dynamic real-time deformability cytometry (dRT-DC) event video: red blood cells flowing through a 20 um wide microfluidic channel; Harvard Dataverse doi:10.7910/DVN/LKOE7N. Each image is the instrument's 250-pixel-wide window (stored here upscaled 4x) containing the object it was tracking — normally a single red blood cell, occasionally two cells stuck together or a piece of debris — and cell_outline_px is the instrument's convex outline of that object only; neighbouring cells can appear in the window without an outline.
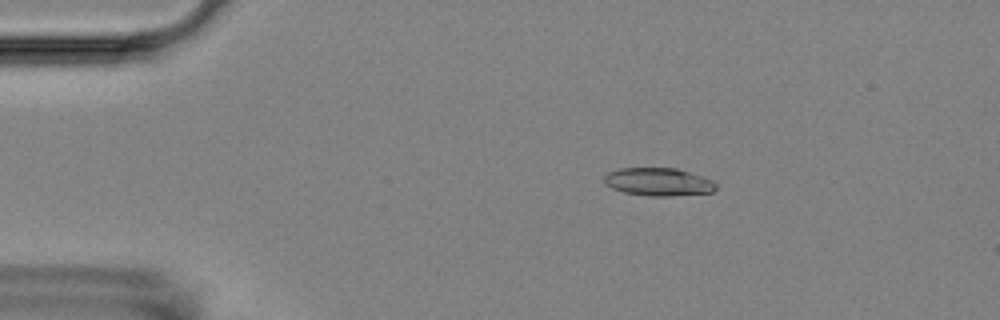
{"species": "Egyptian fruit bat (a non-hibernating species)", "species_latin": "Rousettus aegyptiacus", "temperature_condition": "room temperature", "stored_images_in_passage": 56, "camera_frame_rate_fps": 3000, "um_per_image_px": 0.085, "animal": {"sex": "female"}, "frame": {"image": 1, "passage_image": 10, "time_ms": 3.0, "image_size_px": [1000, 320], "cell_outline_px": [[716, 188], [712, 192], [668, 196], [652, 196], [624, 192], [612, 188], [604, 184], [604, 176], [608, 172], [616, 168], [676, 168], [704, 176], [712, 180], [716, 184]], "centroid_in_image_um": [55.95, 15.44], "position_along_channel_um": 29.1, "area_um2": 18.26}}
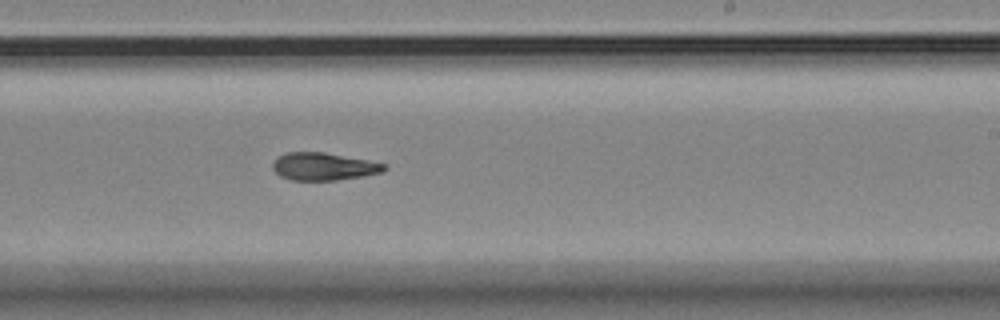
{"frame": {"image": 2, "passage_image": 34, "time_ms": 11.0, "image_size_px": [1000, 320], "cell_outline_px": [[388, 168], [384, 172], [364, 176], [336, 180], [292, 180], [280, 176], [272, 168], [272, 164], [276, 156], [284, 152], [324, 152], [388, 164]], "centroid_in_image_um": [27.51, 14.15], "position_along_channel_um": 261.5, "area_um2": 18.15}}
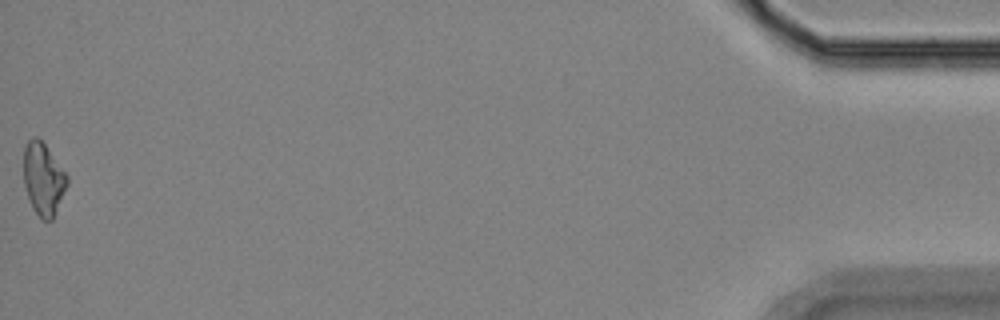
{"frame": {"image": 3, "passage_image": 56, "time_ms": 18.333, "image_size_px": [1000, 320], "cell_outline_px": [[68, 184], [52, 220], [40, 220], [32, 208], [24, 184], [24, 148], [28, 140], [32, 136], [36, 136], [44, 144], [68, 176]], "centroid_in_image_um": [3.67, 15.23], "position_along_channel_um": 431.5, "area_um2": 18.21}, "authors_computed_cell_mechanics": {"area_um2": 18.3515, "velocity_mm_per_s": 3.5901, "shape_relaxation_time_tau1_ms": null, "shape_relaxation_time_tau2_ms": 4.3343, "deformation_change_tau1": null, "deformation_change_tau2": 0.1172}}